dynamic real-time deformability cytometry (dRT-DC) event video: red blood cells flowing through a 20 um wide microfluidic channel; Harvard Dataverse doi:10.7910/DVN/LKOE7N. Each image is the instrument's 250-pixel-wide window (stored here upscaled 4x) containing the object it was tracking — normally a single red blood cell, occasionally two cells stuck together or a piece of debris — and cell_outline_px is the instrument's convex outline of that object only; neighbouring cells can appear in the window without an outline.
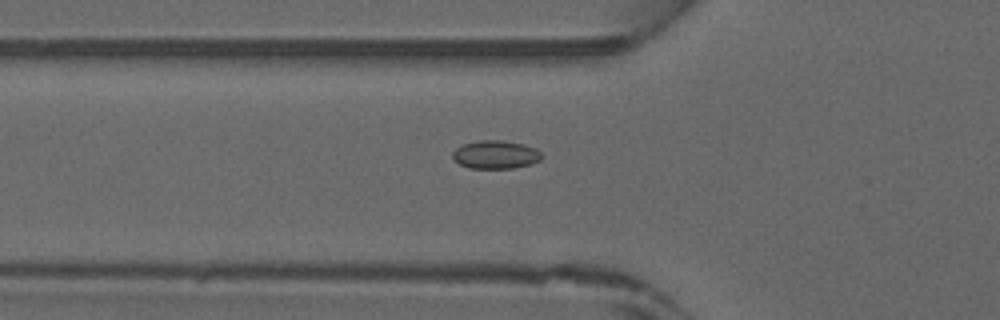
{"species": "common noctule bat (a hibernating species)", "species_latin": "Nyctalus noctula", "temperature_condition": "warm", "stored_images_in_passage": 43, "camera_frame_rate_fps": 3000, "um_per_image_px": 0.085, "animal": {"sex": "male", "forearm_length_mm": 52.5}, "frame": {"image": 1, "passage_image": 13, "time_ms": 4.0, "image_size_px": [1000, 320], "cell_outline_px": [[544, 156], [540, 160], [532, 164], [512, 168], [468, 168], [460, 164], [452, 156], [452, 152], [456, 148], [464, 144], [480, 140], [500, 140], [524, 144], [536, 148]], "centroid_in_image_um": [42.16, 13.14], "position_along_channel_um": 83.6, "area_um2": 14.68}}